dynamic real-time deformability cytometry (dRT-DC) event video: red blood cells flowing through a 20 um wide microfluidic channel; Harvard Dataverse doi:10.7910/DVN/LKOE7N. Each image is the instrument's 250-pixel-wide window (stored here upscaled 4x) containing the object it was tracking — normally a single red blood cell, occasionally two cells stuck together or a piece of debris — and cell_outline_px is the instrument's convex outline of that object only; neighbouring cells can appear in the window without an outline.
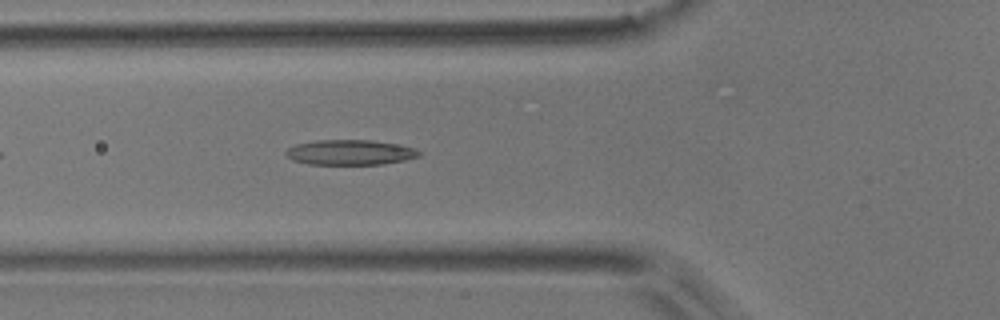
{"species": "common noctule bat (a hibernating species)", "species_latin": "Nyctalus noctula", "temperature_condition": "room temperature", "stored_images_in_passage": 10, "camera_frame_rate_fps": 3000, "um_per_image_px": 0.085, "animal": {"sex": "male", "body_mass_g": 17.9}, "frame": {"image": 1, "passage_image": 7, "time_ms": 2.0, "image_size_px": [1000, 320], "cell_outline_px": [[420, 156], [404, 160], [384, 164], [308, 164], [292, 160], [284, 156], [284, 152], [288, 148], [296, 144], [316, 140], [372, 140], [396, 144], [416, 148], [420, 152]], "centroid_in_image_um": [29.72, 12.95], "position_along_channel_um": 96.1, "area_um2": 19.59}}